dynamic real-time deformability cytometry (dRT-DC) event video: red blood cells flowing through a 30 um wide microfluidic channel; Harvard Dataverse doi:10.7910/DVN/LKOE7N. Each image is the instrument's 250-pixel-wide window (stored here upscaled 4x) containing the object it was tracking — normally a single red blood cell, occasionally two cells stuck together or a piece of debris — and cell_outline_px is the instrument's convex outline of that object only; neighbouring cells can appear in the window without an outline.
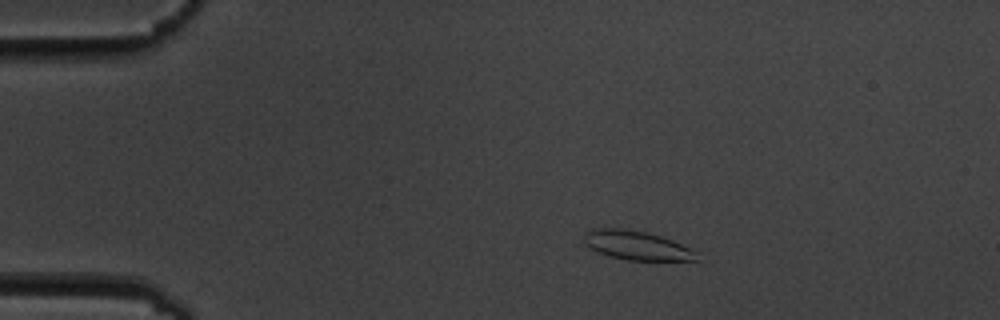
{"species": "common noctule bat (a hibernating species)", "species_latin": "Nyctalus noctula", "temperature_condition": "cold", "stored_images_in_passage": 7, "camera_frame_rate_fps": 3000, "um_per_image_px": 0.085, "animal": {"sex": "male", "body_mass_g": 19.5, "forearm_length_mm": 54.6}, "frame": {"image": 1, "passage_image": 3, "time_ms": 2.333, "image_size_px": [1000, 320], "cell_outline_px": [[700, 252], [696, 260], [628, 260], [608, 256], [592, 248], [584, 240], [584, 232], [588, 228], [624, 228], [648, 232], [672, 240]], "centroid_in_image_um": [54.13, 20.84], "position_along_channel_um": 30.9, "area_um2": 19.13}}
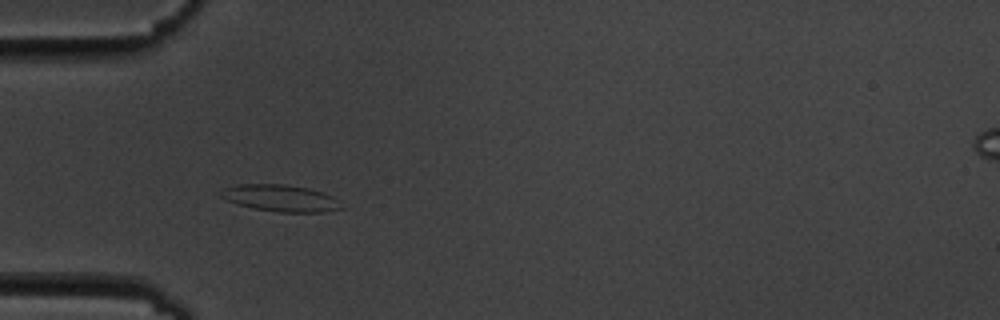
{"frame": {"image": 2, "passage_image": 5, "time_ms": 4.667, "image_size_px": [1000, 320], "cell_outline_px": [[344, 208], [320, 212], [280, 212], [252, 208], [236, 204], [220, 196], [220, 192], [224, 188], [236, 184], [284, 184], [308, 188], [332, 196], [340, 200]], "centroid_in_image_um": [23.84, 16.84], "position_along_channel_um": 61.2, "area_um2": 18.79}}
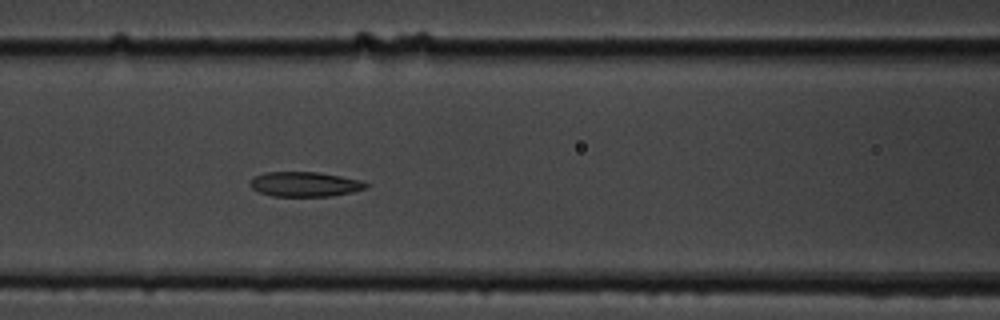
{"frame": {"image": 3, "passage_image": 7, "time_ms": 7.0, "image_size_px": [1000, 320], "cell_outline_px": [[372, 184], [368, 188], [352, 192], [332, 196], [272, 196], [260, 192], [252, 188], [248, 184], [252, 176], [264, 172], [316, 172], [340, 176], [360, 180]], "centroid_in_image_um": [25.91, 15.65], "position_along_channel_um": 140.7, "area_um2": 16.94}}